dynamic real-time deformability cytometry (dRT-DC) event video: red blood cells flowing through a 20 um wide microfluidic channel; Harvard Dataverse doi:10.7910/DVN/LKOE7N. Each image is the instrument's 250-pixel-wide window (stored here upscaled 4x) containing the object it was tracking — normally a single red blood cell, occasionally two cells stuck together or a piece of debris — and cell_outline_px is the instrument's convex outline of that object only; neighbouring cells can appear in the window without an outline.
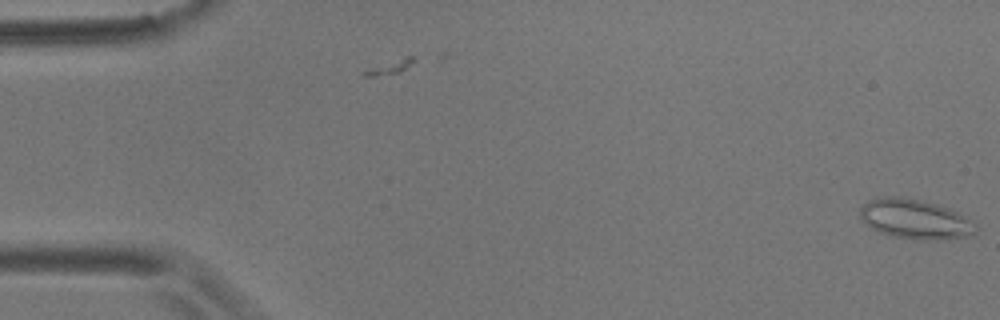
{"species": "common noctule bat (a hibernating species)", "species_latin": "Nyctalus noctula", "temperature_condition": "room temperature", "stored_images_in_passage": 2, "camera_frame_rate_fps": 3000, "um_per_image_px": 0.085, "animal": {"sex": "male", "body_mass_g": 17.9}, "frame": {"image": 1, "passage_image": 2, "time_ms": 0.333, "image_size_px": [1000, 320], "cell_outline_px": [[976, 232], [968, 236], [940, 240], [920, 240], [888, 236], [872, 228], [860, 220], [860, 208], [868, 200], [880, 196], [900, 196], [920, 200], [936, 204], [948, 208], [956, 212], [976, 224]], "centroid_in_image_um": [77.73, 18.63], "position_along_channel_um": 7.3, "area_um2": 26.88}}